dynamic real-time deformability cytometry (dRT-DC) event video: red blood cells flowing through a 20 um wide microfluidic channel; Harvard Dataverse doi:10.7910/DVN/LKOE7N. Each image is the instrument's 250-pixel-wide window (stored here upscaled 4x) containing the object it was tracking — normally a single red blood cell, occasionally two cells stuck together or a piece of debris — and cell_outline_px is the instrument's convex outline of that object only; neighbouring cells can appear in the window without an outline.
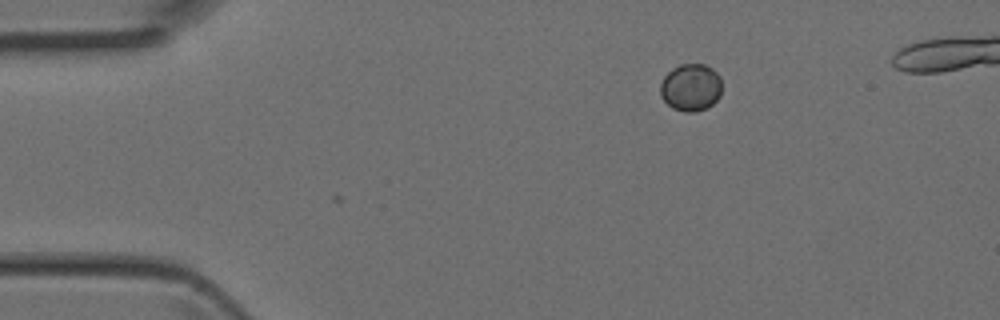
{"species": "Egyptian fruit bat (a non-hibernating species)", "species_latin": "Rousettus aegyptiacus", "temperature_condition": "room temperature", "stored_images_in_passage": 2, "camera_frame_rate_fps": 3000, "um_per_image_px": 0.085, "animal": {"sex": "female"}, "frame": {"image": 1, "passage_image": 2, "time_ms": 0.333, "image_size_px": [1000, 320], "cell_outline_px": [[720, 96], [708, 108], [696, 112], [684, 112], [672, 108], [660, 96], [660, 84], [664, 76], [672, 68], [680, 64], [704, 64], [712, 68], [720, 76]], "centroid_in_image_um": [58.7, 7.44], "position_along_channel_um": 26.3, "area_um2": 17.11}}